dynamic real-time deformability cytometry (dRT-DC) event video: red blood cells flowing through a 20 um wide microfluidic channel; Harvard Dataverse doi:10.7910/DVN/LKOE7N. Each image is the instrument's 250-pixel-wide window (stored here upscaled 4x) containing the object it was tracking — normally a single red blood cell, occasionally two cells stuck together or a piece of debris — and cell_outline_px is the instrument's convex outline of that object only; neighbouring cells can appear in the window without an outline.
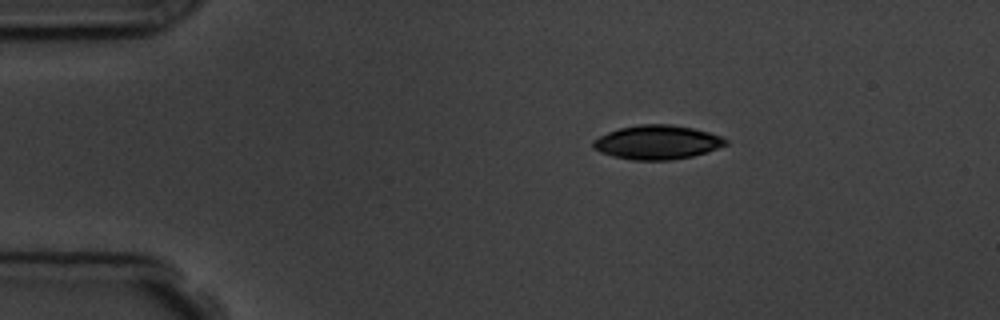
{"species": "common noctule bat (a hibernating species)", "species_latin": "Nyctalus noctula", "temperature_condition": "room temperature", "stored_images_in_passage": 2, "camera_frame_rate_fps": 3000, "um_per_image_px": 0.085, "animal": {"sex": "male", "body_mass_g": 19.5, "forearm_length_mm": 54.6}, "frame": {"image": 1, "passage_image": 1, "time_ms": 0.0, "image_size_px": [1000, 320], "cell_outline_px": [[728, 144], [708, 152], [692, 156], [672, 160], [632, 160], [612, 156], [600, 152], [592, 148], [592, 140], [608, 132], [620, 128], [640, 124], [672, 124], [692, 128], [708, 132], [720, 136], [728, 140]], "centroid_in_image_um": [55.85, 12.1], "position_along_channel_um": 29.1, "area_um2": 26.41}}